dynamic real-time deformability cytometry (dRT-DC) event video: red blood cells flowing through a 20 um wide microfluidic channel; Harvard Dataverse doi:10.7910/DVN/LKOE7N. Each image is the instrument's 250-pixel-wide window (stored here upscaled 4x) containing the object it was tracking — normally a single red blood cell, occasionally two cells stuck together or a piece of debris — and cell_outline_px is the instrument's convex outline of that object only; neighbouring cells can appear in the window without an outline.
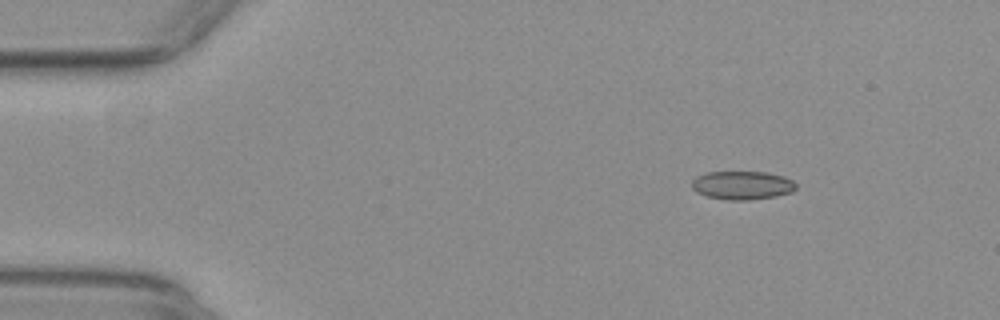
{"species": "common noctule bat (a hibernating species)", "species_latin": "Nyctalus noctula", "temperature_condition": "warm", "stored_images_in_passage": 47, "camera_frame_rate_fps": 3000, "um_per_image_px": 0.085, "animal": {"sex": "female", "body_mass_g": 29.2, "forearm_length_mm": 56.3}, "frame": {"image": 1, "passage_image": 1, "time_ms": 0.0, "image_size_px": [1000, 320], "cell_outline_px": [[796, 188], [792, 192], [776, 196], [748, 200], [724, 200], [708, 196], [696, 192], [692, 188], [692, 180], [696, 176], [708, 172], [768, 172], [784, 176], [792, 180], [796, 184]], "centroid_in_image_um": [63.09, 15.75], "position_along_channel_um": 21.9, "area_um2": 17.4}}
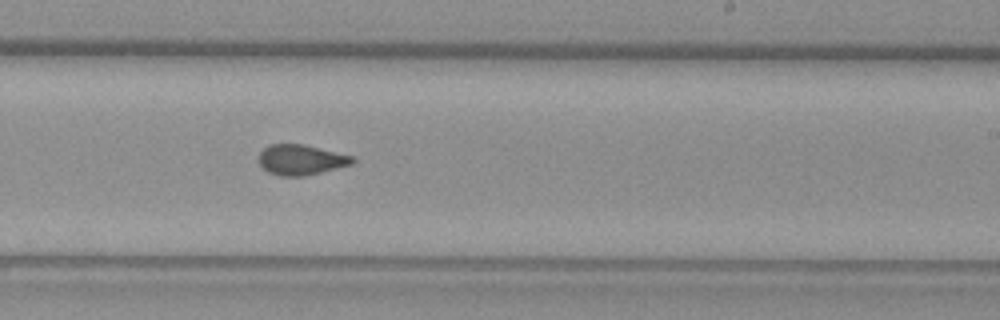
{"frame": {"image": 2, "passage_image": 26, "time_ms": 8.333, "image_size_px": [1000, 320], "cell_outline_px": [[356, 160], [352, 164], [304, 176], [280, 176], [268, 172], [260, 164], [256, 156], [268, 144], [304, 144], [352, 156]], "centroid_in_image_um": [25.54, 13.57], "position_along_channel_um": 263.5, "area_um2": 16.53}}
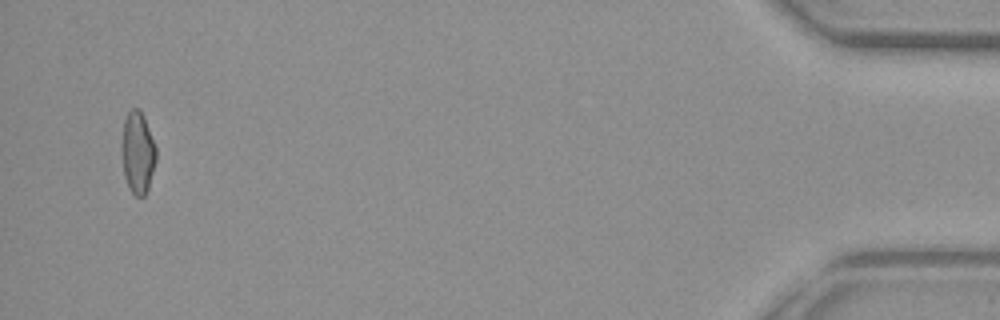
{"frame": {"image": 3, "passage_image": 45, "time_ms": 14.667, "image_size_px": [1000, 320], "cell_outline_px": [[156, 160], [148, 188], [144, 196], [136, 196], [128, 188], [124, 176], [120, 152], [120, 144], [124, 120], [128, 112], [132, 108], [140, 108], [144, 116], [156, 148]], "centroid_in_image_um": [11.67, 12.95], "position_along_channel_um": 423.5, "area_um2": 16.76}, "authors_computed_cell_mechanics": {"area_um2": 16.762, "velocity_mm_per_s": 3.9154, "shape_relaxation_time_tau1_ms": null, "shape_relaxation_time_tau2_ms": 0.9567, "deformation_change_tau1": null, "deformation_change_tau2": 0.0638}}